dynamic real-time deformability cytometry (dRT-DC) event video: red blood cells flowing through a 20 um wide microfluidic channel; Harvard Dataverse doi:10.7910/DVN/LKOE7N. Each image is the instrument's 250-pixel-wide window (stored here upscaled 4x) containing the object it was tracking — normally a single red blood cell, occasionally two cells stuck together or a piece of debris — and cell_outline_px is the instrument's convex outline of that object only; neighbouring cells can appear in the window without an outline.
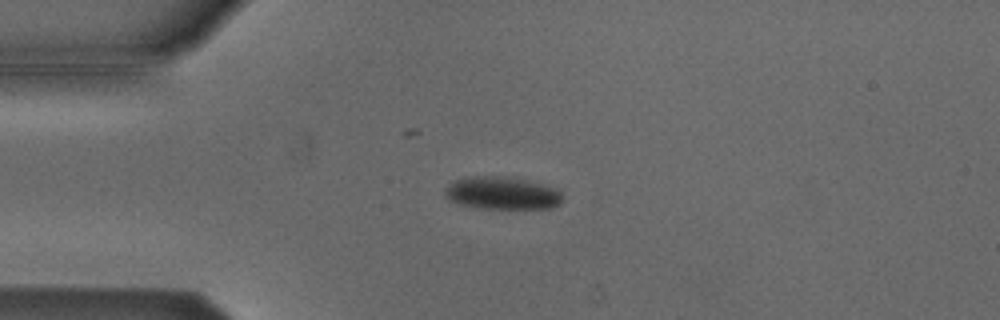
{"species": "Egyptian fruit bat (a non-hibernating species)", "species_latin": "Rousettus aegyptiacus", "temperature_condition": "cold", "stored_images_in_passage": 8, "camera_frame_rate_fps": 3000, "um_per_image_px": 0.085, "animal": {"sex": "male"}, "frame": {"image": 1, "passage_image": 3, "time_ms": 0.667, "image_size_px": [1000, 320], "cell_outline_px": [[560, 204], [552, 208], [480, 208], [460, 204], [448, 200], [444, 196], [444, 192], [456, 180], [472, 176], [500, 176], [524, 180], [540, 184], [552, 188], [560, 192]], "centroid_in_image_um": [42.64, 16.43], "position_along_channel_um": 42.4, "area_um2": 21.79}}
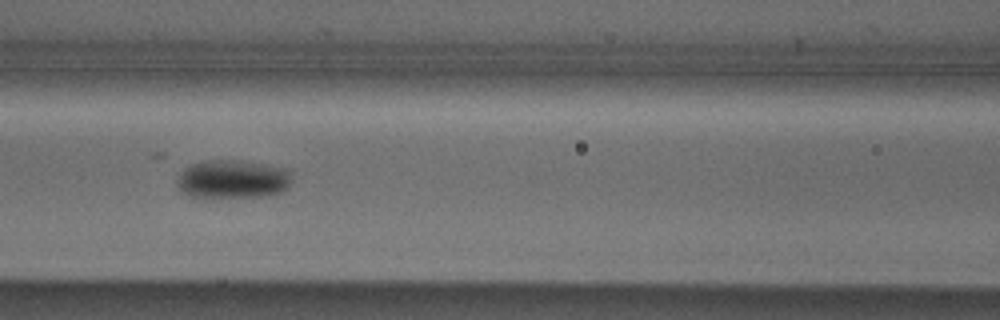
{"frame": {"image": 2, "passage_image": 6, "time_ms": 1.667, "image_size_px": [1000, 320], "cell_outline_px": [[292, 180], [288, 188], [284, 192], [268, 196], [212, 200], [204, 200], [180, 192], [176, 184], [176, 180], [180, 172], [184, 168], [192, 164], [208, 160], [240, 160], [264, 164], [284, 168], [292, 172]], "centroid_in_image_um": [19.76, 15.29], "position_along_channel_um": 146.8, "area_um2": 27.11}}
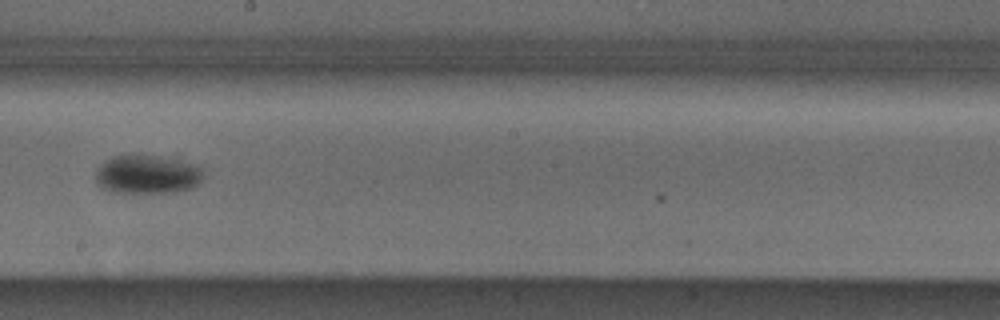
{"frame": {"image": 3, "passage_image": 8, "time_ms": 2.333, "image_size_px": [1000, 320], "cell_outline_px": [[204, 176], [192, 188], [176, 192], [112, 192], [100, 188], [96, 184], [96, 172], [112, 156], [152, 156], [176, 160], [192, 164], [200, 168]], "centroid_in_image_um": [12.5, 14.86], "position_along_channel_um": 235.7, "area_um2": 23.64}}